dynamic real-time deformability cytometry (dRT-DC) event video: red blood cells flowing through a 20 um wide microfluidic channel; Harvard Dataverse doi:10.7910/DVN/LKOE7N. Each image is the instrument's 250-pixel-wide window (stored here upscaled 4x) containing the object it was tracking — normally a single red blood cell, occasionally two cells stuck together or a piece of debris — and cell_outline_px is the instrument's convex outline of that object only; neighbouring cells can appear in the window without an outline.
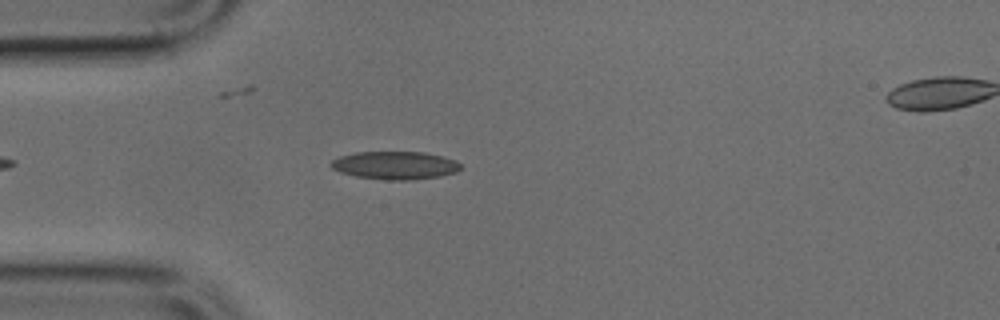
{"species": "common noctule bat (a hibernating species)", "species_latin": "Nyctalus noctula", "temperature_condition": "cold", "stored_images_in_passage": 37, "camera_frame_rate_fps": 3000, "um_per_image_px": 0.085, "animal": {"sex": "male", "body_mass_g": 17.9, "forearm_length_mm": 54.2}, "frame": {"image": 1, "passage_image": 4, "time_ms": 1.0, "image_size_px": [1000, 320], "cell_outline_px": [[464, 168], [456, 172], [440, 176], [412, 180], [384, 180], [356, 176], [340, 172], [332, 168], [328, 164], [332, 160], [340, 156], [356, 152], [424, 152], [456, 160]], "centroid_in_image_um": [33.59, 14.06], "position_along_channel_um": 51.4, "area_um2": 21.27}}
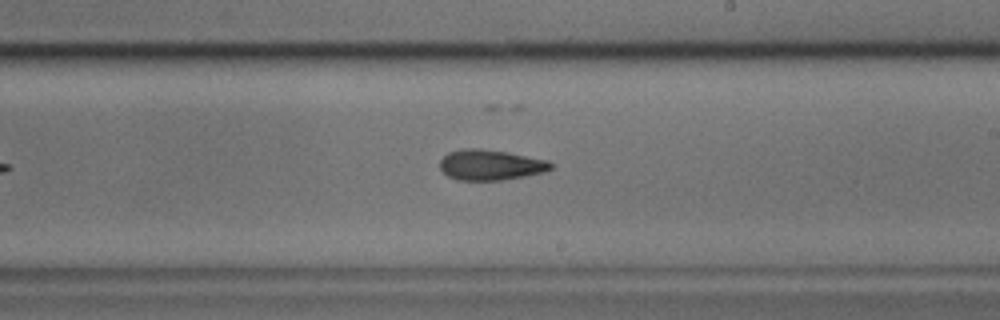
{"frame": {"image": 2, "passage_image": 19, "time_ms": 6.0, "image_size_px": [1000, 320], "cell_outline_px": [[552, 168], [544, 172], [504, 180], [460, 180], [448, 176], [440, 168], [440, 160], [448, 152], [460, 148], [480, 148], [508, 152], [548, 160], [552, 164]], "centroid_in_image_um": [41.68, 14.0], "position_along_channel_um": 247.3, "area_um2": 19.77}}
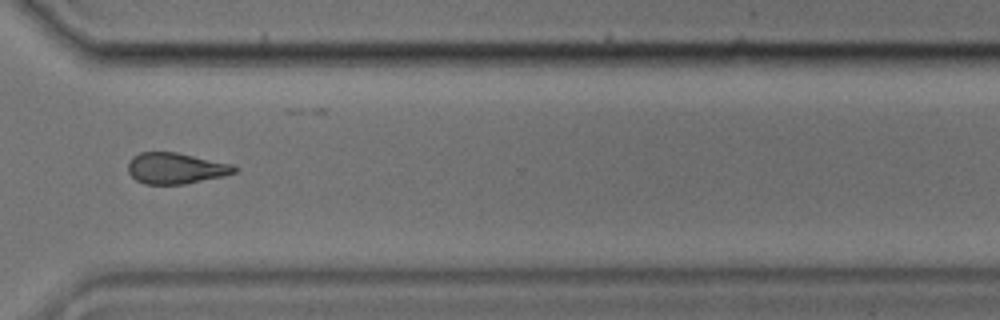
{"frame": {"image": 3, "passage_image": 27, "time_ms": 8.667, "image_size_px": [1000, 320], "cell_outline_px": [[240, 168], [236, 172], [224, 176], [184, 184], [144, 184], [136, 180], [128, 172], [128, 164], [132, 156], [140, 152], [176, 152], [232, 164]], "centroid_in_image_um": [14.94, 14.3], "position_along_channel_um": 355.7, "area_um2": 19.31}}